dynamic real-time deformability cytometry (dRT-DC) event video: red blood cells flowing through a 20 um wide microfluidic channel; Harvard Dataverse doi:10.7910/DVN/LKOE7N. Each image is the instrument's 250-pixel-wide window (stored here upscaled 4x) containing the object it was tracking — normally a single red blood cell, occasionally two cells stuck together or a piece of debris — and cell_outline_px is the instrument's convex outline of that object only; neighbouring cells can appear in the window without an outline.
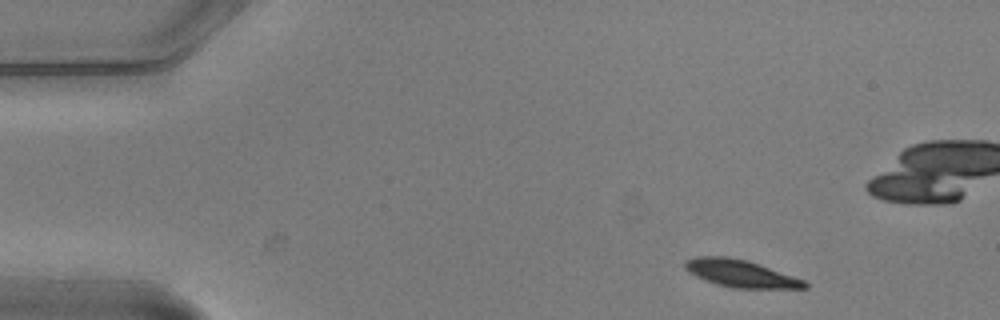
{"species": "common noctule bat (a hibernating species)", "species_latin": "Nyctalus noctula", "temperature_condition": "warm", "stored_images_in_passage": 4, "camera_frame_rate_fps": 3000, "um_per_image_px": 0.085, "animal": {"sex": "male", "body_mass_g": 20.5, "forearm_length_mm": 52.5}, "frame": {"image": 1, "passage_image": 1, "time_ms": 0.0, "image_size_px": [1000, 320], "cell_outline_px": [[808, 288], [732, 288], [716, 284], [696, 276], [688, 272], [684, 268], [684, 260], [696, 256], [728, 256], [748, 260], [804, 280], [808, 284]], "centroid_in_image_um": [62.91, 23.23], "position_along_channel_um": 22.1, "area_um2": 19.07}}